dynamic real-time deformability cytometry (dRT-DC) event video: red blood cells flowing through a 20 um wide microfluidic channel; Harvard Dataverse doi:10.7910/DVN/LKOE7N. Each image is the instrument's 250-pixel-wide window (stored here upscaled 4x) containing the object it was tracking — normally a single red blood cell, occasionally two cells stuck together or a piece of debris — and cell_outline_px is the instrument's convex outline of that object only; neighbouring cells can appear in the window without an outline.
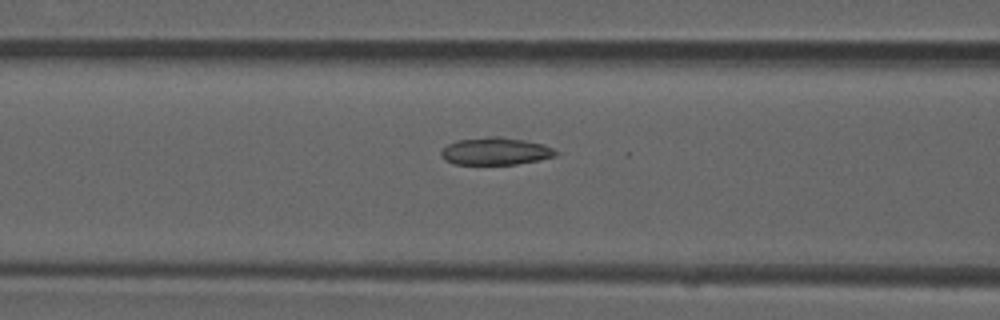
{"species": "common noctule bat (a hibernating species)", "species_latin": "Nyctalus noctula", "temperature_condition": "room temperature", "stored_images_in_passage": 41, "camera_frame_rate_fps": 3000, "um_per_image_px": 0.085, "animal": {"sex": "male", "forearm_length_mm": 52.5}, "frame": {"image": 1, "passage_image": 18, "time_ms": 5.667, "image_size_px": [1000, 320], "cell_outline_px": [[560, 152], [556, 156], [516, 164], [452, 164], [444, 160], [440, 156], [440, 152], [448, 144], [456, 140], [492, 136], [500, 136], [524, 140], [544, 144]], "centroid_in_image_um": [42.1, 12.85], "position_along_channel_um": 124.5, "area_um2": 18.38}}
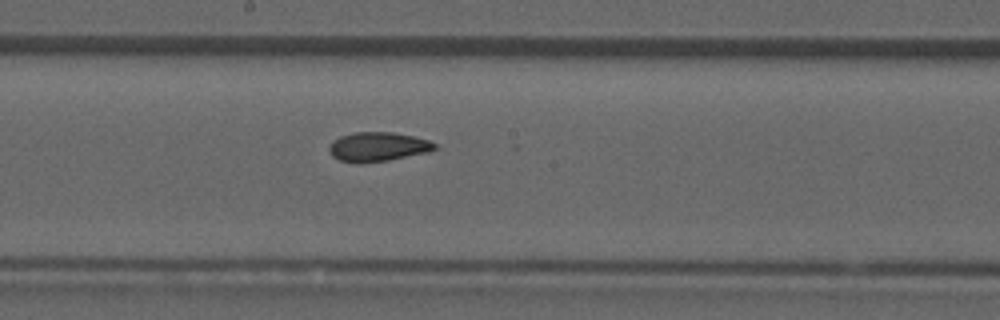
{"frame": {"image": 2, "passage_image": 25, "time_ms": 8.0, "image_size_px": [1000, 320], "cell_outline_px": [[440, 148], [428, 152], [388, 160], [360, 164], [356, 164], [340, 160], [332, 156], [328, 148], [332, 140], [340, 136], [356, 132], [392, 132], [412, 136], [428, 140], [436, 144]], "centroid_in_image_um": [32.1, 12.48], "position_along_channel_um": 216.1, "area_um2": 18.15}}
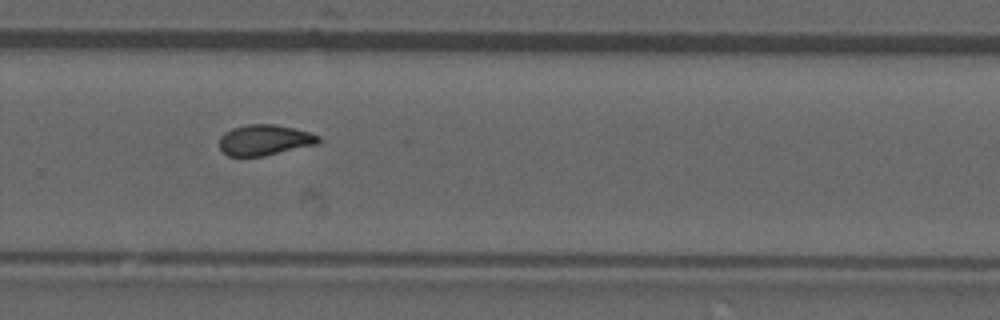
{"frame": {"image": 3, "passage_image": 32, "time_ms": 10.333, "image_size_px": [1000, 320], "cell_outline_px": [[324, 140], [316, 144], [264, 156], [228, 156], [220, 148], [220, 136], [224, 132], [232, 128], [248, 124], [272, 124], [292, 128], [308, 132], [320, 136]], "centroid_in_image_um": [22.49, 11.9], "position_along_channel_um": 307.3, "area_um2": 17.63}, "authors_computed_cell_mechanics": {"area_um2": 18.1492, "velocity_mm_per_s": 3.923, "shape_relaxation_time_tau1_ms": null, "shape_relaxation_time_tau2_ms": 2.3049, "deformation_change_tau1": null, "deformation_change_tau2": 0.0832}}